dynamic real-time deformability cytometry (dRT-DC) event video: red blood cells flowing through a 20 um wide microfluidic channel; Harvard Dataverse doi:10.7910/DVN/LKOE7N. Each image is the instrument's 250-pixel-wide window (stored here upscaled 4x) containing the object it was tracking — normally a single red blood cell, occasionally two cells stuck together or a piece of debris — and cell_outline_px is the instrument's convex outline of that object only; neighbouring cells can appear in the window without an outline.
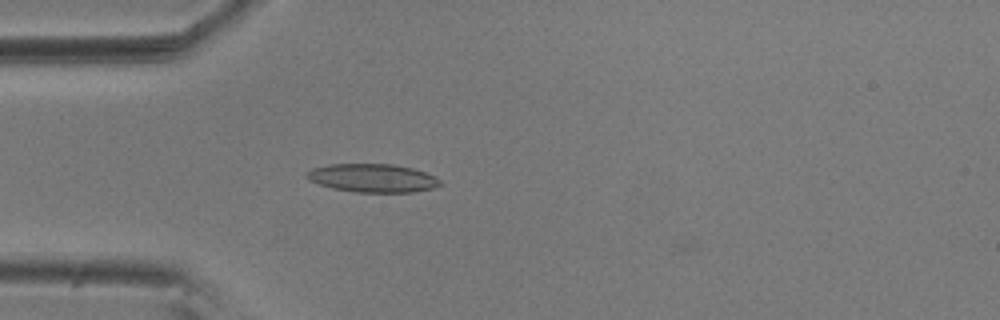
{"species": "common noctule bat (a hibernating species)", "species_latin": "Nyctalus noctula", "temperature_condition": "room temperature", "stored_images_in_passage": 41, "camera_frame_rate_fps": 3000, "um_per_image_px": 0.085, "animal": {"sex": "male", "body_mass_g": 20.5, "forearm_length_mm": 52.5}, "frame": {"image": 1, "passage_image": 1, "time_ms": 0.0, "image_size_px": [1000, 320], "cell_outline_px": [[444, 184], [432, 188], [412, 192], [356, 192], [332, 188], [308, 180], [304, 176], [304, 172], [312, 168], [328, 164], [392, 164], [412, 168], [436, 176]], "centroid_in_image_um": [31.65, 15.13], "position_along_channel_um": 53.4, "area_um2": 22.2}}
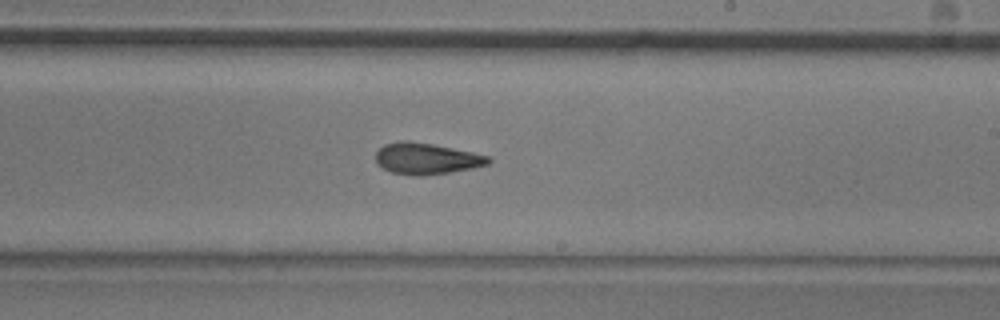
{"frame": {"image": 2, "passage_image": 18, "time_ms": 5.667, "image_size_px": [1000, 320], "cell_outline_px": [[492, 160], [488, 164], [472, 168], [448, 172], [420, 176], [416, 176], [392, 172], [376, 164], [376, 152], [384, 144], [400, 140], [408, 140], [432, 144], [472, 152], [488, 156]], "centroid_in_image_um": [36.21, 13.47], "position_along_channel_um": 252.8, "area_um2": 20.4}}
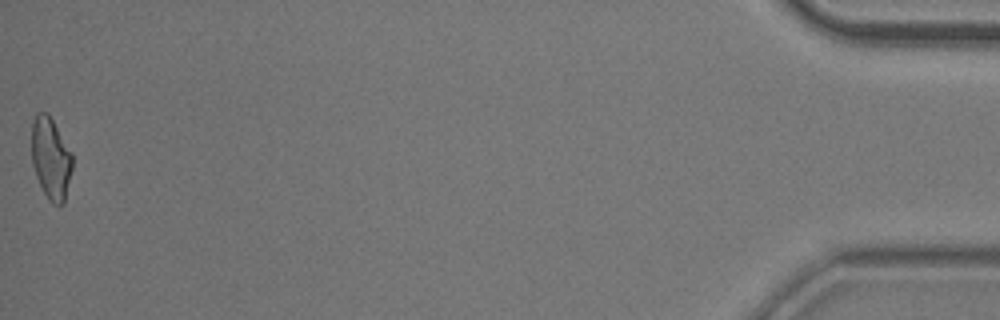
{"frame": {"image": 3, "passage_image": 41, "time_ms": 13.333, "image_size_px": [1000, 320], "cell_outline_px": [[72, 168], [64, 204], [52, 204], [48, 200], [36, 176], [32, 164], [32, 124], [36, 112], [48, 112], [72, 152]], "centroid_in_image_um": [4.32, 13.45], "position_along_channel_um": 430.9, "area_um2": 19.48}, "authors_computed_cell_mechanics": {"area_um2": 20.0566, "velocity_mm_per_s": 3.6178, "shape_relaxation_time_tau1_ms": 5.3525, "shape_relaxation_time_tau2_ms": 4.7292, "deformation_change_tau1": 0.1661, "deformation_change_tau2": 0.1407}}